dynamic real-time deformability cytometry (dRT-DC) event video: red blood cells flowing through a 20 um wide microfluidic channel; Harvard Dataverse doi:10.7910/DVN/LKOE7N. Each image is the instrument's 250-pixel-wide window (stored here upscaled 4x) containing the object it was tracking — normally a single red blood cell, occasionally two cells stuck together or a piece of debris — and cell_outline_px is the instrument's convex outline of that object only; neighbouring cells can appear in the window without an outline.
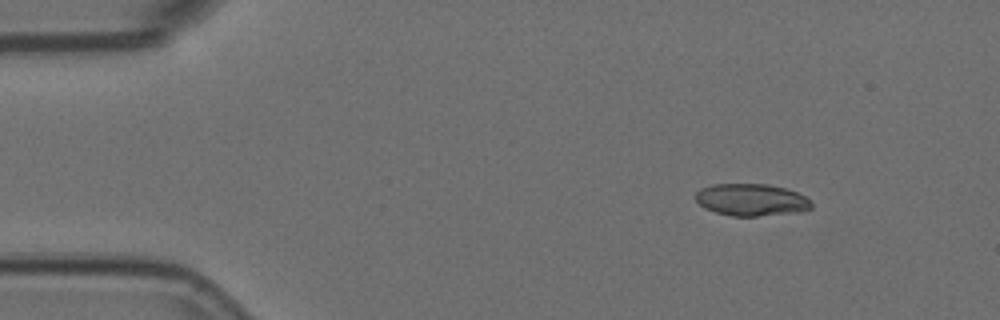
{"species": "Egyptian fruit bat (a non-hibernating species)", "species_latin": "Rousettus aegyptiacus", "temperature_condition": "room temperature", "stored_images_in_passage": 6, "camera_frame_rate_fps": 3000, "um_per_image_px": 0.085, "animal": {"sex": "female"}, "frame": {"image": 1, "passage_image": 2, "time_ms": 0.333, "image_size_px": [1000, 320], "cell_outline_px": [[812, 208], [804, 212], [756, 216], [732, 216], [716, 212], [704, 208], [696, 200], [696, 192], [700, 188], [712, 184], [768, 184], [784, 188], [796, 192], [804, 196], [812, 204]], "centroid_in_image_um": [63.87, 16.99], "position_along_channel_um": 21.1, "area_um2": 21.73}}
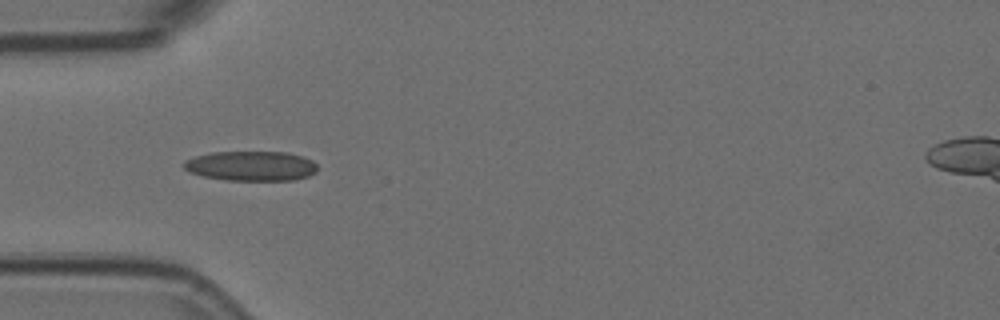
{"frame": {"image": 2, "passage_image": 5, "time_ms": 1.333, "image_size_px": [1000, 320], "cell_outline_px": [[316, 172], [308, 176], [292, 180], [224, 180], [204, 176], [188, 172], [184, 168], [184, 160], [196, 156], [212, 152], [288, 152], [304, 156], [312, 160], [316, 164]], "centroid_in_image_um": [21.35, 14.1], "position_along_channel_um": 63.7, "area_um2": 23.24}}
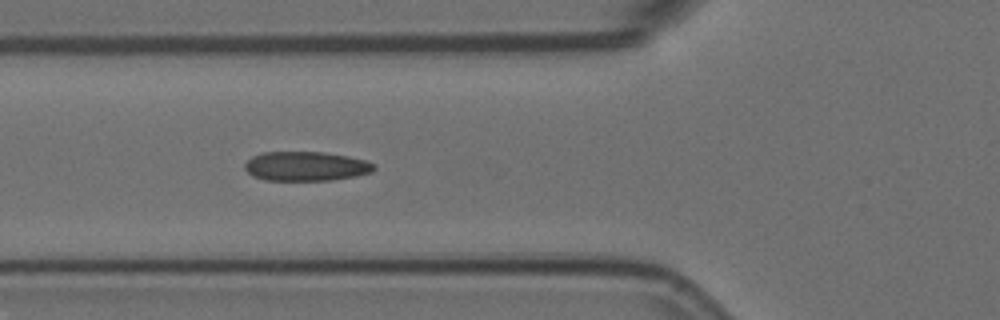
{"frame": {"image": 3, "passage_image": 6, "time_ms": 1.667, "image_size_px": [1000, 320], "cell_outline_px": [[376, 168], [372, 172], [356, 176], [332, 180], [264, 180], [252, 176], [244, 168], [244, 164], [252, 156], [264, 152], [324, 152], [348, 156], [364, 160], [376, 164]], "centroid_in_image_um": [26.01, 14.13], "position_along_channel_um": 99.8, "area_um2": 22.2}}